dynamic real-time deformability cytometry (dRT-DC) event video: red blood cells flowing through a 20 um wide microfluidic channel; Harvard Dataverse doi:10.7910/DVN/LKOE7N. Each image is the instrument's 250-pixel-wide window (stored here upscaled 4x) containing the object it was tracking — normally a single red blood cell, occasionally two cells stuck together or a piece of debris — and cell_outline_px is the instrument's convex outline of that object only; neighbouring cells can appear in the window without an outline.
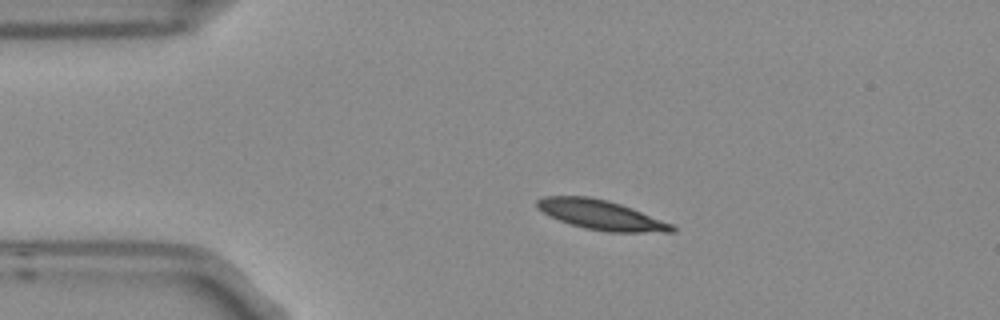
{"species": "Egyptian fruit bat (a non-hibernating species)", "species_latin": "Rousettus aegyptiacus", "temperature_condition": "room temperature", "stored_images_in_passage": 4, "camera_frame_rate_fps": 3000, "um_per_image_px": 0.085, "frame": {"image": 1, "passage_image": 3, "time_ms": 0.667, "image_size_px": [1000, 320], "cell_outline_px": [[676, 232], [608, 232], [584, 228], [560, 220], [536, 208], [536, 200], [544, 196], [588, 196], [608, 200], [632, 208], [672, 224], [676, 228]], "centroid_in_image_um": [51.09, 18.26], "position_along_channel_um": 33.9, "area_um2": 23.12}}